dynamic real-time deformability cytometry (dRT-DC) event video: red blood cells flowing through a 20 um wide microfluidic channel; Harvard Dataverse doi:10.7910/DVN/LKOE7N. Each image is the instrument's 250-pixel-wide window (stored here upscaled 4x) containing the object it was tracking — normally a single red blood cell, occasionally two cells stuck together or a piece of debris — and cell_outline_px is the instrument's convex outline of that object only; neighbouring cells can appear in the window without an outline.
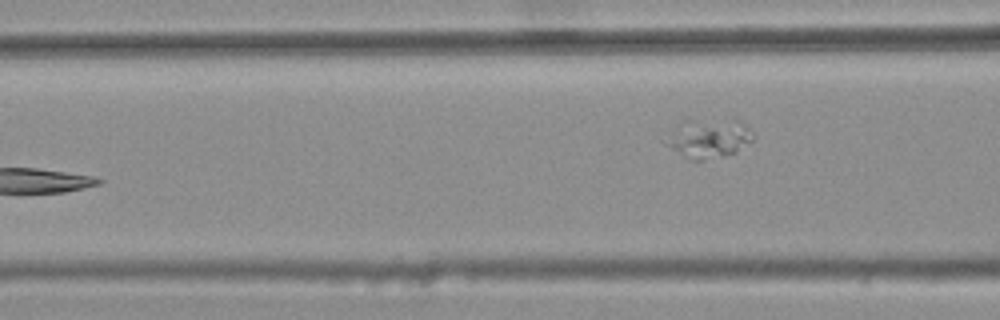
{"species": "common noctule bat (a hibernating species)", "species_latin": "Nyctalus noctula", "temperature_condition": "warm", "stored_images_in_passage": 6, "camera_frame_rate_fps": 3000, "um_per_image_px": 0.085, "animal": {"sex": "female", "body_mass_g": 25.1}, "frame": {"image": 1, "passage_image": 6, "time_ms": 1.667, "image_size_px": [1000, 320], "cell_outline_px": [[756, 136], [752, 140], [736, 152], [724, 156], [704, 160], [692, 160], [664, 144], [660, 140], [668, 132], [688, 120], [740, 120]], "centroid_in_image_um": [60.21, 11.77], "position_along_channel_um": 106.4, "area_um2": 19.83}}